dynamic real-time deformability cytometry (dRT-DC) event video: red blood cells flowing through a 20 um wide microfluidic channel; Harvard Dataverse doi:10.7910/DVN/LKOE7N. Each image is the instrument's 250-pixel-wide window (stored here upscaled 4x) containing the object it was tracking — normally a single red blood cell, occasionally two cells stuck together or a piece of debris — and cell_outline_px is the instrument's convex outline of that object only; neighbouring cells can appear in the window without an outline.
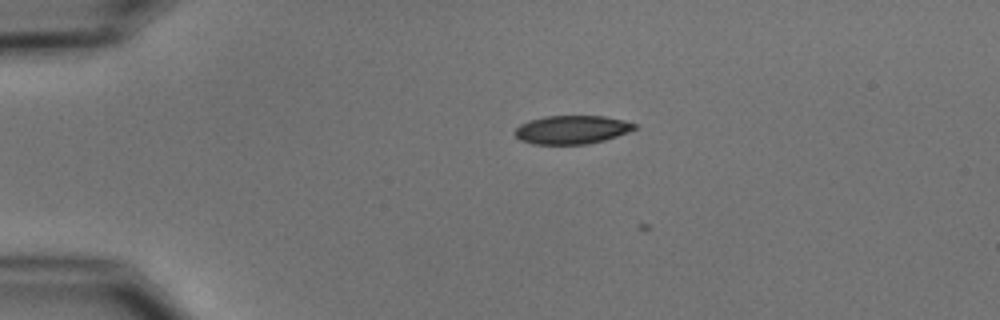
{"species": "common noctule bat (a hibernating species)", "species_latin": "Nyctalus noctula", "temperature_condition": "cold", "stored_images_in_passage": 9, "camera_frame_rate_fps": 3000, "um_per_image_px": 0.085, "animal": {"sex": "male", "body_mass_g": 15.6}, "frame": {"image": 1, "passage_image": 8, "time_ms": 2.333, "image_size_px": [1000, 320], "cell_outline_px": [[636, 128], [616, 136], [604, 140], [588, 144], [532, 144], [520, 140], [512, 132], [520, 124], [528, 120], [544, 116], [604, 116], [624, 120], [636, 124]], "centroid_in_image_um": [48.55, 11.02], "position_along_channel_um": 36.4, "area_um2": 19.88}}